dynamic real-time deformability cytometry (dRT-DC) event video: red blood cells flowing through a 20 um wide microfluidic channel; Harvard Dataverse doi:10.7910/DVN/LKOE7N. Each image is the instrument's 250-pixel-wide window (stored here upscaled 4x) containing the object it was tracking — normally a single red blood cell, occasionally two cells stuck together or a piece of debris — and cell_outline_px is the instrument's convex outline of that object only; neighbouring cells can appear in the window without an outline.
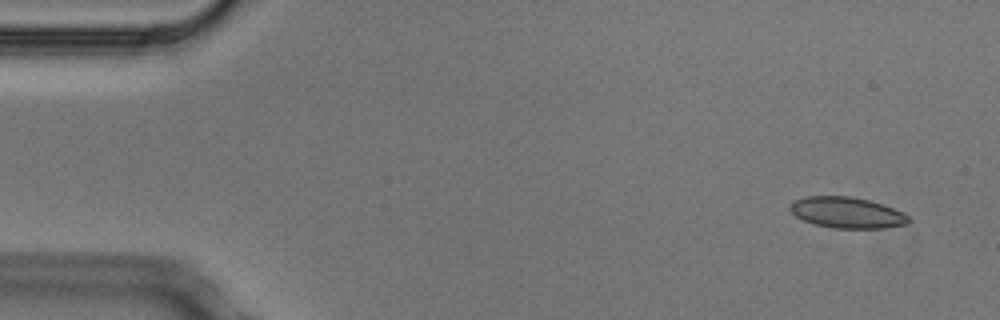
{"species": "Egyptian fruit bat (a non-hibernating species)", "species_latin": "Rousettus aegyptiacus", "temperature_condition": "cold", "stored_images_in_passage": 4, "camera_frame_rate_fps": 3000, "um_per_image_px": 0.085, "animal": {"sex": "male"}, "frame": {"image": 1, "passage_image": 1, "time_ms": 0.0, "image_size_px": [1000, 320], "cell_outline_px": [[912, 220], [908, 224], [884, 228], [832, 228], [816, 224], [804, 220], [796, 216], [788, 208], [792, 200], [804, 196], [852, 196], [884, 204], [904, 212]], "centroid_in_image_um": [72.01, 18.06], "position_along_channel_um": 13.0, "area_um2": 21.68}}
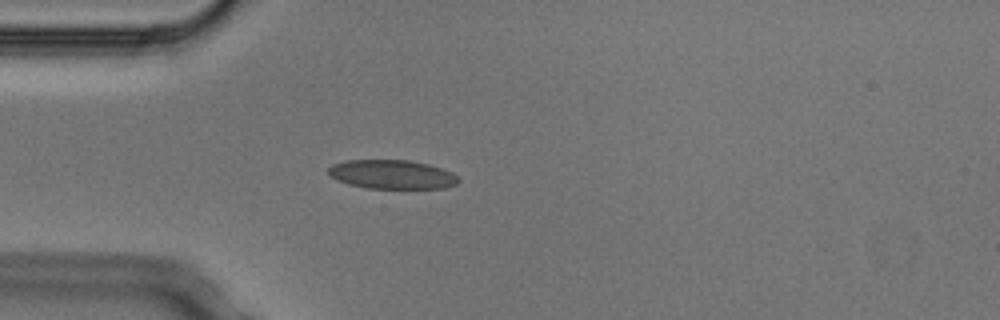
{"frame": {"image": 2, "passage_image": 4, "time_ms": 1.0, "image_size_px": [1000, 320], "cell_outline_px": [[460, 180], [456, 184], [444, 188], [368, 188], [348, 184], [336, 180], [328, 176], [328, 168], [332, 164], [344, 160], [408, 160], [428, 164], [452, 172]], "centroid_in_image_um": [33.27, 14.82], "position_along_channel_um": 51.7, "area_um2": 22.02}}